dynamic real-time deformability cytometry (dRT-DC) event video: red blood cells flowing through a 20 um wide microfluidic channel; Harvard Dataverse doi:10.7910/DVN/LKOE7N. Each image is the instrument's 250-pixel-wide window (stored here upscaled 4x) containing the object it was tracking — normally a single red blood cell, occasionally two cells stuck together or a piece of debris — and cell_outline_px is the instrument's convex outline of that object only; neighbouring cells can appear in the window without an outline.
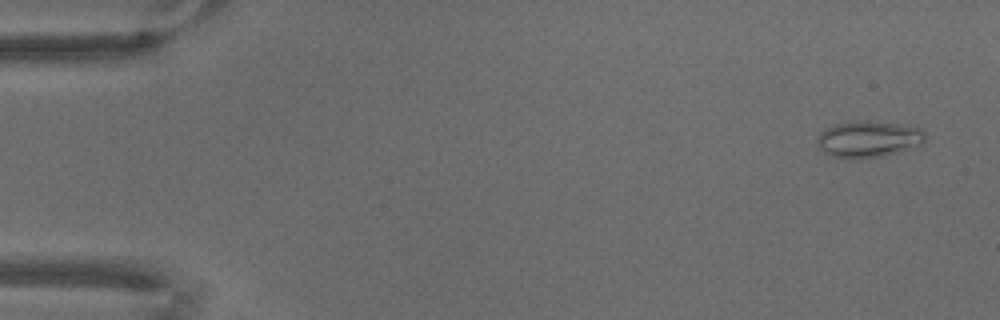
{"species": "common noctule bat (a hibernating species)", "species_latin": "Nyctalus noctula", "temperature_condition": "warm", "stored_images_in_passage": 68, "camera_frame_rate_fps": 3000, "um_per_image_px": 0.085, "animal": {"sex": "male", "body_mass_g": 18.8}, "frame": {"image": 1, "passage_image": 1, "time_ms": 0.0, "image_size_px": [1000, 320], "cell_outline_px": [[924, 140], [920, 144], [880, 156], [832, 156], [824, 152], [820, 148], [816, 140], [820, 132], [836, 124], [896, 124], [920, 128], [924, 132]], "centroid_in_image_um": [73.8, 11.84], "position_along_channel_um": 11.2, "area_um2": 20.87}}
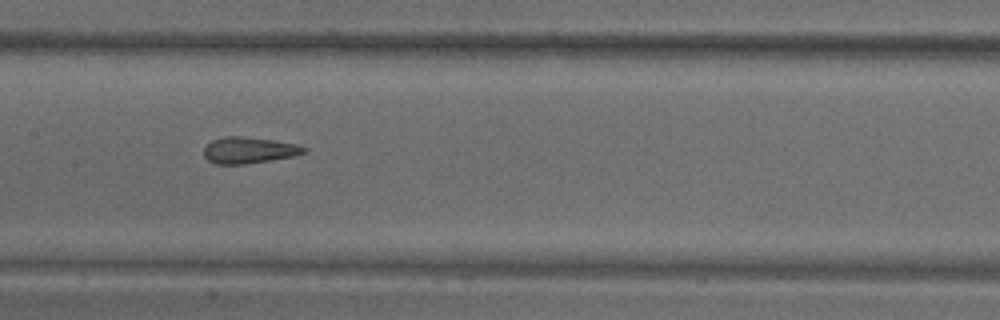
{"frame": {"image": 2, "passage_image": 33, "time_ms": 10.667, "image_size_px": [1000, 320], "cell_outline_px": [[308, 152], [292, 156], [248, 164], [216, 164], [208, 160], [204, 156], [204, 148], [212, 140], [224, 136], [244, 136], [276, 140], [296, 144], [308, 148]], "centroid_in_image_um": [21.17, 12.76], "position_along_channel_um": 186.2, "area_um2": 15.49}}
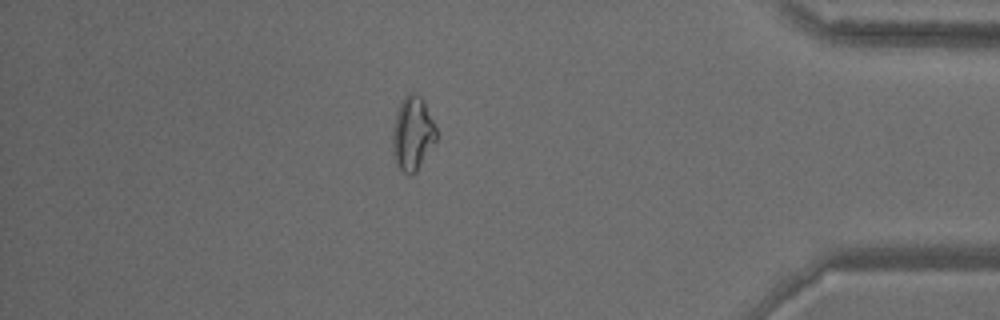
{"frame": {"image": 3, "passage_image": 59, "time_ms": 19.333, "image_size_px": [1000, 320], "cell_outline_px": [[436, 140], [416, 172], [408, 176], [396, 164], [392, 152], [392, 132], [396, 112], [404, 96], [408, 92], [412, 92], [420, 96], [436, 128]], "centroid_in_image_um": [35.04, 11.37], "position_along_channel_um": 400.2, "area_um2": 18.61}}